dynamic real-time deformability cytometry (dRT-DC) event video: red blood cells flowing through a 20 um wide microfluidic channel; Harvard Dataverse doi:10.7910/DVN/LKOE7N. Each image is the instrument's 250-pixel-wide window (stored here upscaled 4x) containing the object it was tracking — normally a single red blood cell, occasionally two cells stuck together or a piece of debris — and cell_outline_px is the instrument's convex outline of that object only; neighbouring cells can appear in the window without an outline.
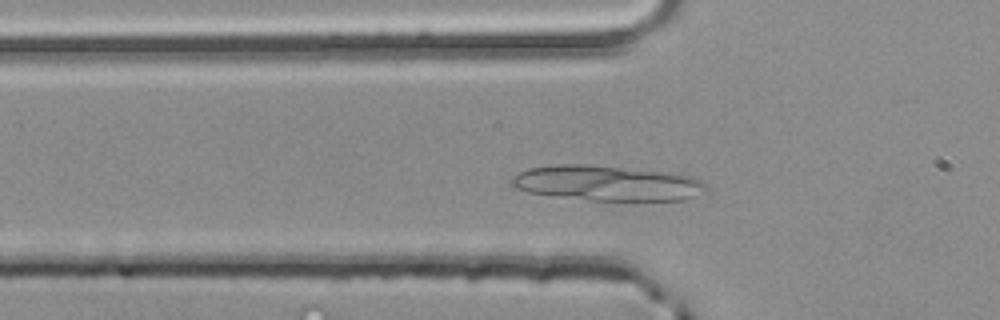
{"species": "common noctule bat (a hibernating species)", "species_latin": "Nyctalus noctula", "temperature_condition": "room temperature", "stored_images_in_passage": 48, "segment_of_instrument_passage": [2, 2], "camera_frame_rate_fps": 3000, "um_per_image_px": 0.085, "animal": {"sex": "male", "body_mass_g": 20.4}, "frame": {"image": 1, "passage_image": 12, "time_ms": 3.667, "image_size_px": [1000, 320], "cell_outline_px": [[708, 188], [684, 200], [592, 200], [528, 192], [516, 188], [512, 184], [512, 180], [520, 172], [528, 168], [556, 164], [584, 164], [668, 172], [692, 176], [708, 184]], "centroid_in_image_um": [51.62, 15.55], "position_along_channel_um": 74.2, "area_um2": 39.36}}
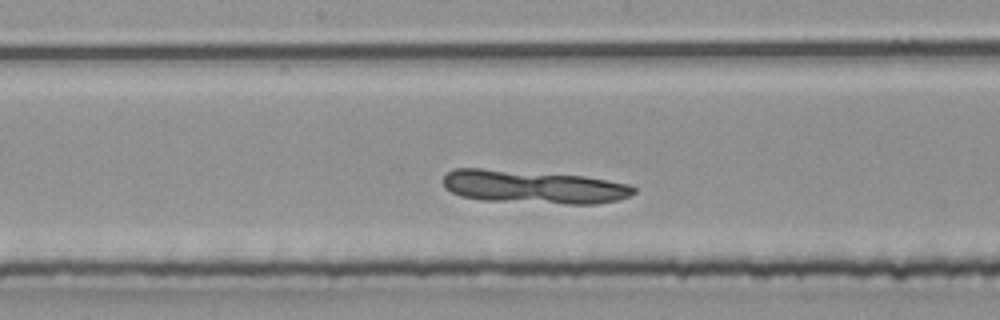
{"frame": {"image": 2, "passage_image": 22, "time_ms": 7.0, "image_size_px": [1000, 320], "cell_outline_px": [[636, 192], [628, 196], [616, 200], [596, 204], [564, 204], [484, 200], [460, 196], [444, 188], [444, 176], [452, 168], [480, 168], [584, 176], [632, 184], [636, 188]], "centroid_in_image_um": [45.36, 15.88], "position_along_channel_um": 202.8, "area_um2": 37.05}}
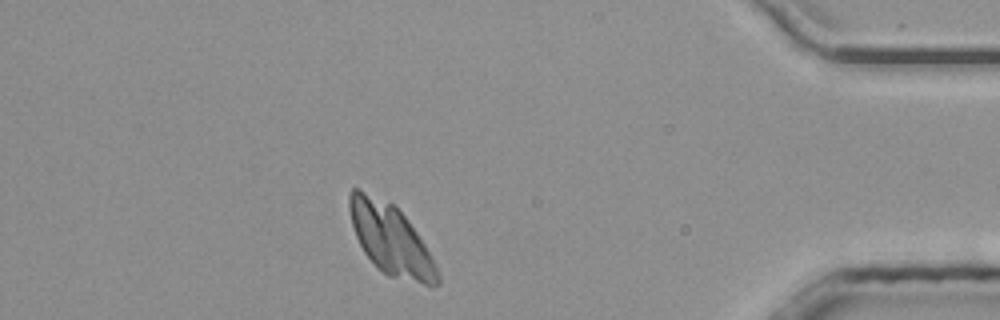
{"frame": {"image": 3, "passage_image": 41, "time_ms": 13.333, "image_size_px": [1000, 320], "cell_outline_px": [[440, 284], [424, 284], [388, 276], [364, 252], [356, 236], [352, 224], [348, 208], [348, 196], [352, 188], [360, 188], [392, 204], [408, 220], [424, 244], [440, 272]], "centroid_in_image_um": [33.19, 20.33], "position_along_channel_um": 402.0, "area_um2": 35.55}}